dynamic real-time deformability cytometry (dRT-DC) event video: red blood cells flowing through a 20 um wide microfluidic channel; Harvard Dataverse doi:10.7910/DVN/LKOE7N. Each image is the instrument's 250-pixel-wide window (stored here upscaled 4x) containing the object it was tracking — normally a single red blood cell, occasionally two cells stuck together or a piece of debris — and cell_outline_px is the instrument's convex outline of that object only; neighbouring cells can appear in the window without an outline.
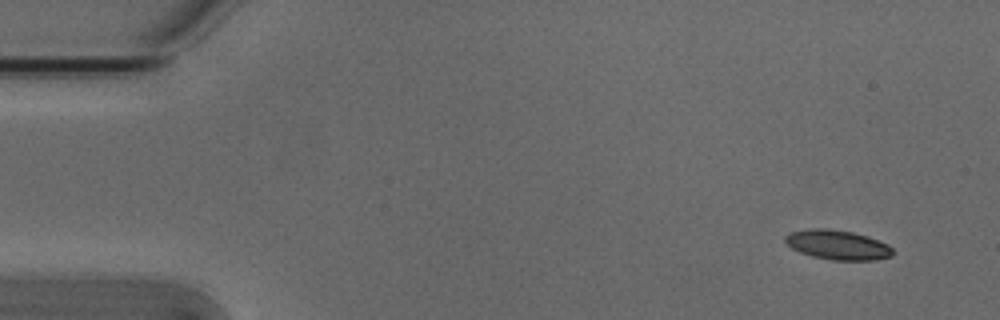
{"species": "Egyptian fruit bat (a non-hibernating species)", "species_latin": "Rousettus aegyptiacus", "temperature_condition": "cold", "stored_images_in_passage": 5, "camera_frame_rate_fps": 3000, "um_per_image_px": 0.085, "animal": {"sex": "male"}, "frame": {"image": 1, "passage_image": 1, "time_ms": 0.0, "image_size_px": [1000, 320], "cell_outline_px": [[892, 256], [872, 260], [832, 260], [812, 256], [800, 252], [792, 248], [784, 240], [784, 236], [792, 232], [812, 228], [828, 228], [852, 232], [868, 236], [888, 244], [892, 248]], "centroid_in_image_um": [71.2, 20.81], "position_along_channel_um": 13.8, "area_um2": 18.44}}
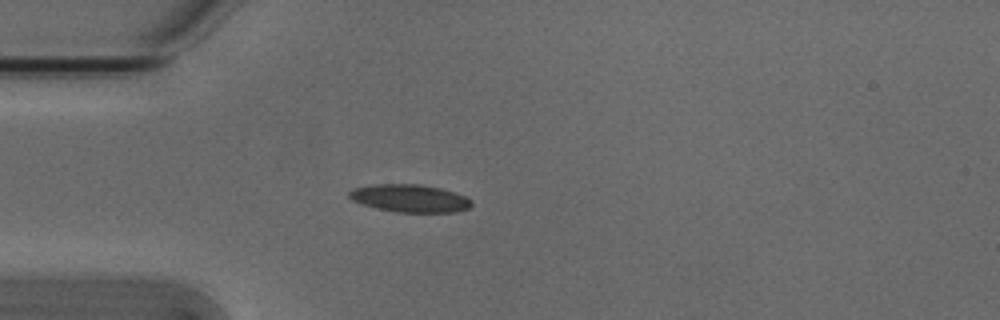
{"frame": {"image": 2, "passage_image": 4, "time_ms": 1.0, "image_size_px": [1000, 320], "cell_outline_px": [[472, 204], [468, 208], [456, 212], [396, 212], [376, 208], [352, 200], [348, 196], [348, 192], [352, 188], [372, 184], [420, 184], [440, 188], [464, 196], [472, 200]], "centroid_in_image_um": [34.8, 16.85], "position_along_channel_um": 50.2, "area_um2": 19.71}}